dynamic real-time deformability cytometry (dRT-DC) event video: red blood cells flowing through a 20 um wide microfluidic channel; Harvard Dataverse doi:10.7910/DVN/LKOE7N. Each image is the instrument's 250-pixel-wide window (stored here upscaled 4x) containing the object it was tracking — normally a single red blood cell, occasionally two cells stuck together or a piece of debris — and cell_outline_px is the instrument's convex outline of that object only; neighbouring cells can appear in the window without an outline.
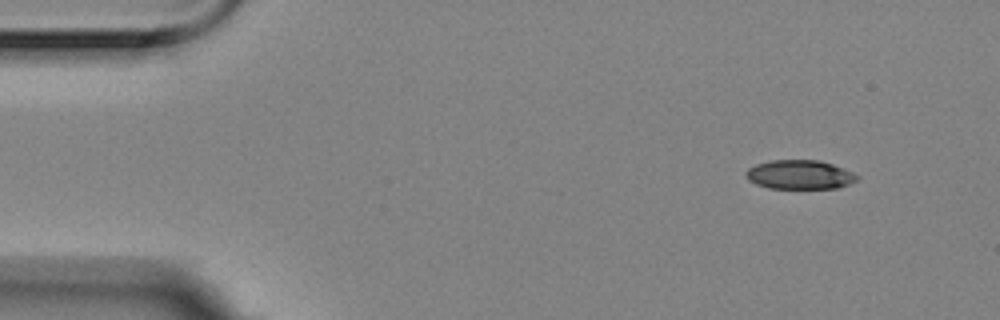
{"species": "Egyptian fruit bat (a non-hibernating species)", "species_latin": "Rousettus aegyptiacus", "temperature_condition": "room temperature", "stored_images_in_passage": 4, "camera_frame_rate_fps": 3000, "um_per_image_px": 0.085, "animal": {"sex": "female"}, "frame": {"image": 1, "passage_image": 1, "time_ms": 0.0, "image_size_px": [1000, 320], "cell_outline_px": [[860, 176], [856, 180], [848, 184], [836, 188], [768, 188], [756, 184], [748, 180], [744, 176], [744, 172], [748, 168], [756, 164], [772, 160], [820, 160], [844, 168]], "centroid_in_image_um": [67.94, 14.84], "position_along_channel_um": 17.1, "area_um2": 18.9}}
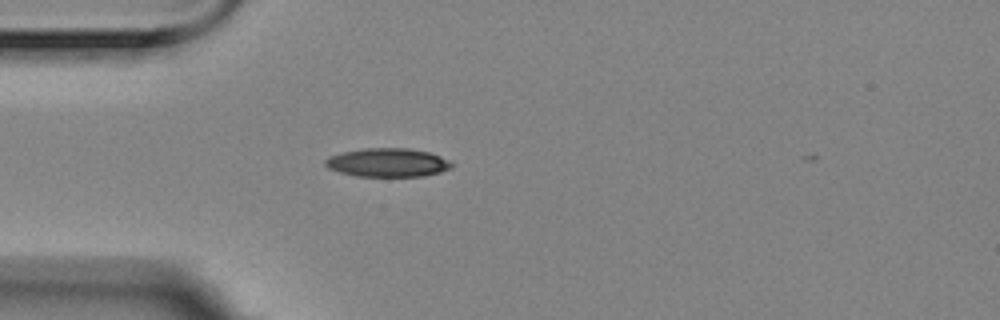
{"frame": {"image": 2, "passage_image": 4, "time_ms": 1.0, "image_size_px": [1000, 320], "cell_outline_px": [[452, 168], [440, 172], [424, 176], [356, 176], [340, 172], [328, 168], [324, 164], [324, 160], [328, 156], [344, 152], [364, 148], [408, 148], [428, 152], [440, 156], [448, 160], [452, 164]], "centroid_in_image_um": [32.93, 13.82], "position_along_channel_um": 52.1, "area_um2": 21.04}}